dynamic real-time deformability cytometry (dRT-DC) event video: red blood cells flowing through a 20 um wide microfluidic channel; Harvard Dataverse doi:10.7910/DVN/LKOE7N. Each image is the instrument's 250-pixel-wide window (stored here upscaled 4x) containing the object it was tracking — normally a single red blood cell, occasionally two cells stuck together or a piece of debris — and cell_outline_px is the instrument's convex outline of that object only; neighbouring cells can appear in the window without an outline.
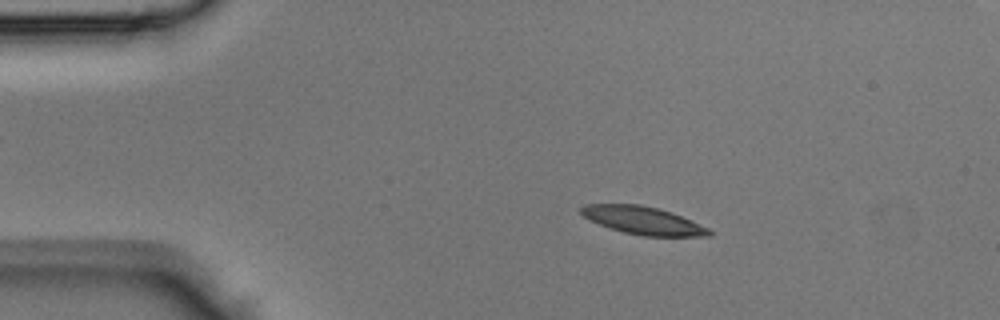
{"species": "Egyptian fruit bat (a non-hibernating species)", "species_latin": "Rousettus aegyptiacus", "temperature_condition": "room temperature", "stored_images_in_passage": 37, "camera_frame_rate_fps": 3000, "um_per_image_px": 0.085, "animal": {"sex": "male"}, "frame": {"image": 1, "passage_image": 8, "time_ms": 2.333, "image_size_px": [1000, 320], "cell_outline_px": [[712, 236], [644, 236], [624, 232], [600, 224], [584, 216], [580, 212], [580, 208], [584, 204], [640, 204], [672, 212], [708, 228], [712, 232]], "centroid_in_image_um": [54.67, 18.73], "position_along_channel_um": 30.3, "area_um2": 20.46}}
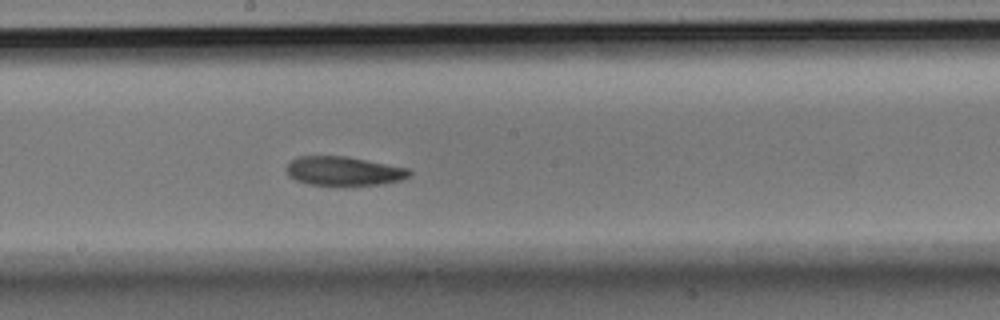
{"frame": {"image": 2, "passage_image": 24, "time_ms": 7.667, "image_size_px": [1000, 320], "cell_outline_px": [[412, 176], [400, 180], [380, 184], [344, 188], [308, 184], [296, 180], [288, 176], [288, 164], [296, 156], [344, 156], [408, 168], [412, 172]], "centroid_in_image_um": [29.23, 14.58], "position_along_channel_um": 219.0, "area_um2": 21.39}}
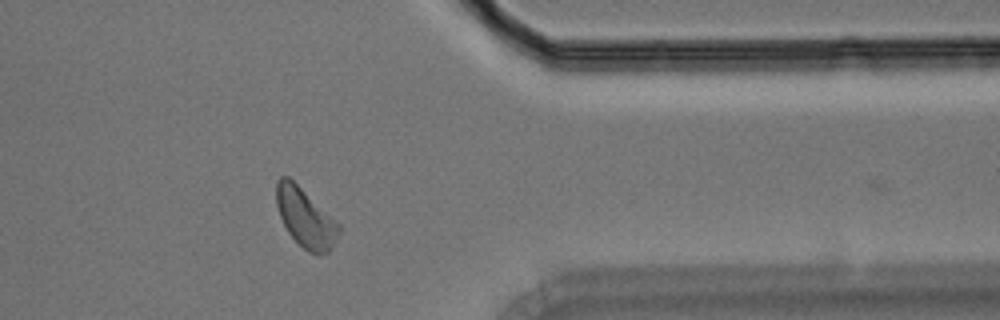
{"frame": {"image": 3, "passage_image": 36, "time_ms": 11.667, "image_size_px": [1000, 320], "cell_outline_px": [[340, 232], [332, 248], [328, 252], [316, 256], [308, 252], [288, 232], [280, 216], [276, 204], [276, 180], [280, 176], [288, 176], [340, 224]], "centroid_in_image_um": [25.97, 18.53], "position_along_channel_um": 385.4, "area_um2": 21.33}}